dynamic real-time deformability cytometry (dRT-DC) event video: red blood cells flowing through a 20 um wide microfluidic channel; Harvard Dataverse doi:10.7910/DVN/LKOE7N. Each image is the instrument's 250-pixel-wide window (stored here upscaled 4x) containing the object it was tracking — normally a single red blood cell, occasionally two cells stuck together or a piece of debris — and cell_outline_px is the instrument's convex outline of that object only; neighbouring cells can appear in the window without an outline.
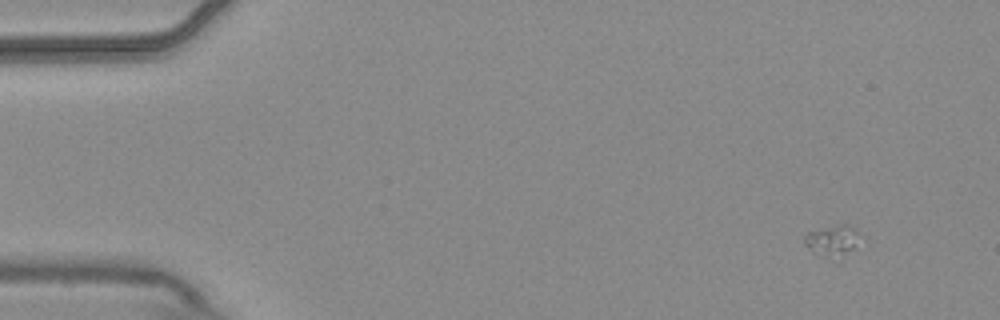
{"species": "common noctule bat (a hibernating species)", "species_latin": "Nyctalus noctula", "temperature_condition": "warm", "stored_images_in_passage": 10, "camera_frame_rate_fps": 3000, "um_per_image_px": 0.085, "animal": {"sex": "male", "body_mass_g": 20.4}, "frame": {"image": 1, "passage_image": 1, "time_ms": 0.0, "image_size_px": [1000, 320], "cell_outline_px": [[864, 236], [856, 248], [840, 264], [836, 264], [812, 252], [804, 244], [804, 236], [808, 232], [844, 224], [852, 228]], "centroid_in_image_um": [70.84, 20.61], "position_along_channel_um": 14.2, "area_um2": 11.04}}
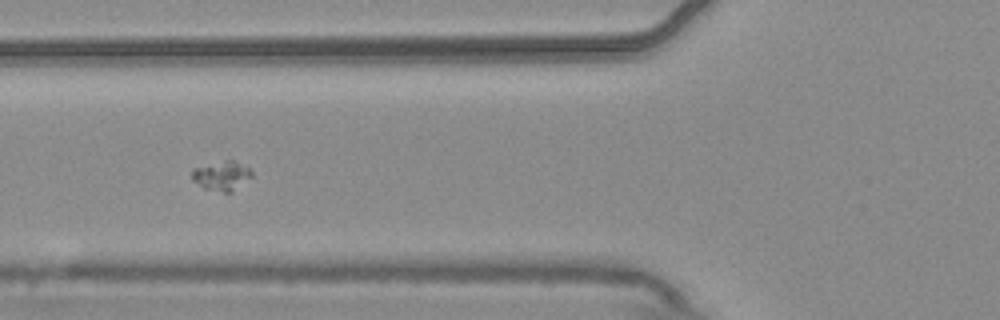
{"frame": {"image": 2, "passage_image": 5, "time_ms": 1.333, "image_size_px": [1000, 320], "cell_outline_px": [[252, 176], [232, 192], [224, 192], [204, 188], [192, 180], [192, 168], [224, 160], [232, 160], [248, 168], [252, 172]], "centroid_in_image_um": [18.82, 14.93], "position_along_channel_um": 107.0, "area_um2": 10.06}}
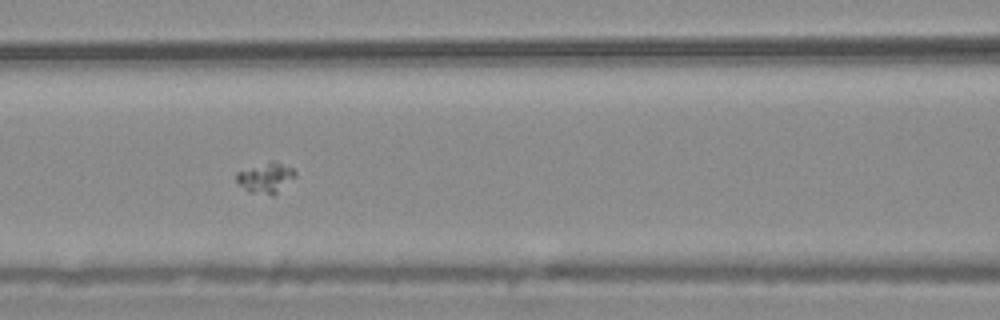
{"frame": {"image": 3, "passage_image": 6, "time_ms": 1.667, "image_size_px": [1000, 320], "cell_outline_px": [[296, 176], [272, 196], [252, 192], [244, 188], [236, 180], [236, 172], [268, 160], [272, 160], [292, 168], [296, 172]], "centroid_in_image_um": [22.58, 15.08], "position_along_channel_um": 144.0, "area_um2": 10.29}}